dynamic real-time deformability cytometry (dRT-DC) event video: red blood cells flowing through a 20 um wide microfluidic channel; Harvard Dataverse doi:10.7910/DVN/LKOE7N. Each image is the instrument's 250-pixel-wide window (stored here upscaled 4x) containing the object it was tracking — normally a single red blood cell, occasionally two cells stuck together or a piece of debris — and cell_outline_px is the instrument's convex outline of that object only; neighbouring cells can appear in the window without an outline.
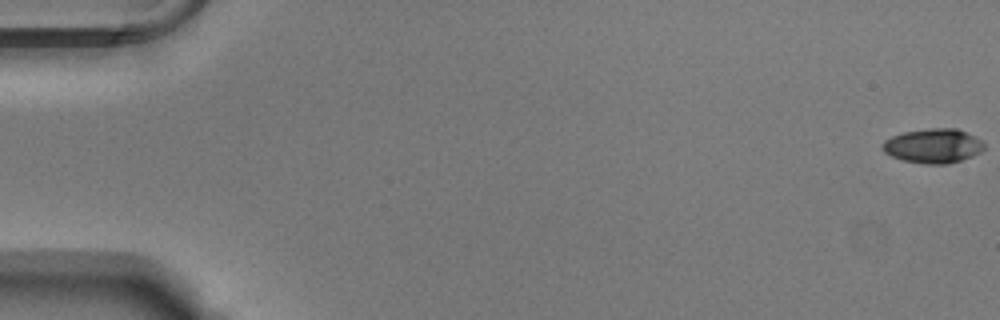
{"species": "Egyptian fruit bat (a non-hibernating species)", "species_latin": "Rousettus aegyptiacus", "temperature_condition": "warm", "stored_images_in_passage": 55, "camera_frame_rate_fps": 3000, "um_per_image_px": 0.085, "animal": {"sex": "male"}, "frame": {"image": 1, "passage_image": 1, "time_ms": 0.0, "image_size_px": [1000, 320], "cell_outline_px": [[984, 148], [980, 152], [972, 156], [948, 164], [924, 164], [904, 160], [892, 156], [884, 152], [884, 140], [892, 136], [904, 132], [928, 128], [956, 128], [980, 140], [984, 144]], "centroid_in_image_um": [79.32, 12.4], "position_along_channel_um": 5.7, "area_um2": 20.06}}
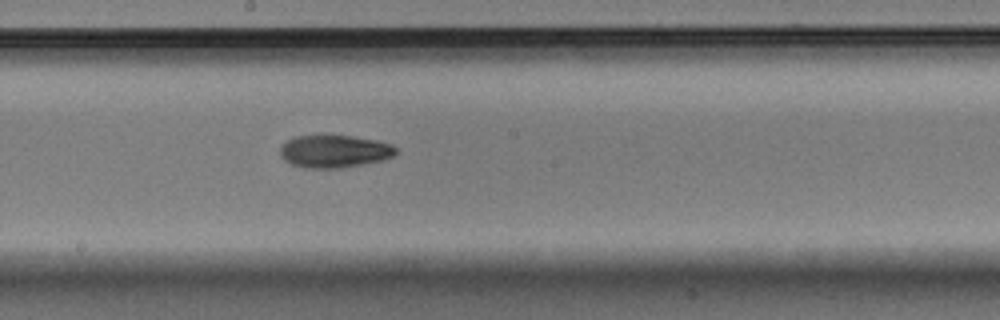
{"frame": {"image": 2, "passage_image": 31, "time_ms": 10.0, "image_size_px": [1000, 320], "cell_outline_px": [[400, 152], [384, 160], [340, 168], [304, 168], [292, 164], [284, 160], [280, 156], [280, 148], [288, 140], [296, 136], [352, 136], [376, 140], [392, 144]], "centroid_in_image_um": [28.45, 12.87], "position_along_channel_um": 219.7, "area_um2": 21.96}}
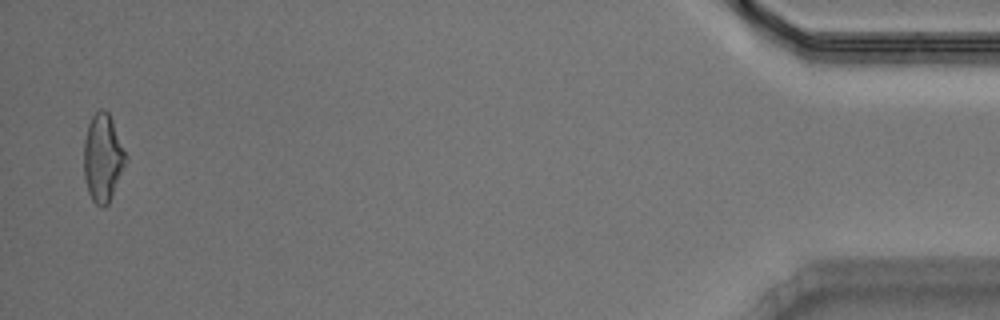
{"frame": {"image": 3, "passage_image": 54, "time_ms": 17.667, "image_size_px": [1000, 320], "cell_outline_px": [[128, 160], [108, 204], [104, 208], [96, 204], [92, 200], [88, 192], [84, 176], [84, 140], [88, 124], [92, 116], [100, 108], [104, 108], [108, 112], [112, 120], [128, 156]], "centroid_in_image_um": [8.75, 13.41], "position_along_channel_um": 426.4, "area_um2": 21.62}, "authors_computed_cell_mechanics": {"area_um2": 21.2126, "velocity_mm_per_s": 3.7957, "shape_relaxation_time_tau1_ms": 7.3492, "shape_relaxation_time_tau2_ms": 7.8837, "deformation_change_tau1": 0.1909, "deformation_change_tau2": 0.1803}}